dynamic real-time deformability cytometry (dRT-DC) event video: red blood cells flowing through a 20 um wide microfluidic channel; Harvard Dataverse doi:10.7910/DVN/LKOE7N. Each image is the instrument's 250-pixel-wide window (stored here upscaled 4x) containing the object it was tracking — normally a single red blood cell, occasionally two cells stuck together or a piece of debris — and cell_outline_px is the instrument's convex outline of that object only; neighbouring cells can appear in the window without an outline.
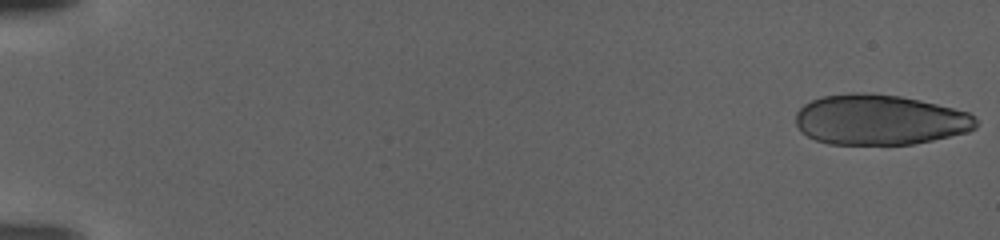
{"species": "human", "species_latin": "Homo sapiens", "temperature_condition": "warm", "stored_images_in_passage": 57, "camera_frame_rate_fps": 3000, "um_per_image_px": 0.085, "donor": {"sex": "female"}, "frame": {"image": 1, "passage_image": 1, "time_ms": 0.0, "image_size_px": [1000, 240], "cell_outline_px": [[976, 128], [968, 132], [932, 140], [912, 144], [828, 144], [816, 140], [800, 132], [796, 124], [796, 112], [804, 104], [812, 100], [824, 96], [856, 92], [900, 96], [936, 104], [968, 112], [976, 116]], "centroid_in_image_um": [74.76, 10.19], "position_along_channel_um": 10.2, "area_um2": 52.71}}
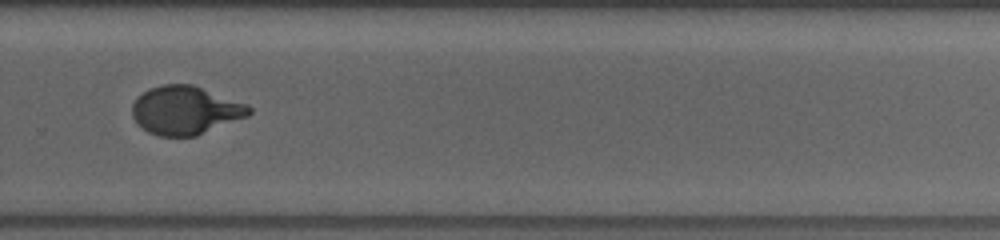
{"frame": {"image": 2, "passage_image": 41, "time_ms": 13.333, "image_size_px": [1000, 240], "cell_outline_px": [[252, 112], [248, 116], [196, 136], [160, 136], [148, 132], [136, 124], [132, 116], [132, 104], [148, 88], [164, 84], [192, 84], [248, 104], [252, 108]], "centroid_in_image_um": [15.76, 9.38], "position_along_channel_um": 314.0, "area_um2": 33.06}}
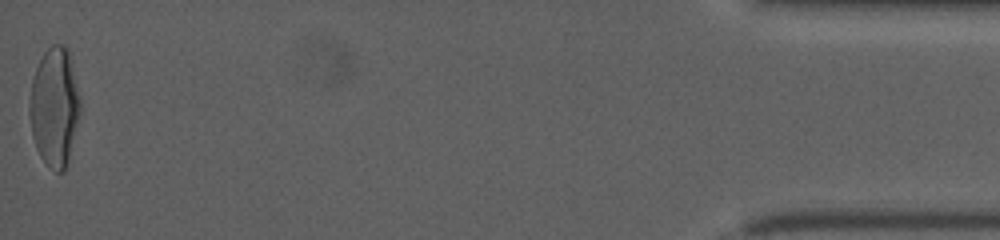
{"frame": {"image": 3, "passage_image": 57, "time_ms": 18.667, "image_size_px": [1000, 240], "cell_outline_px": [[80, 112], [68, 164], [64, 172], [56, 172], [40, 156], [36, 148], [32, 136], [28, 112], [28, 108], [32, 80], [36, 68], [44, 52], [52, 44], [64, 44], [68, 48], [80, 96]], "centroid_in_image_um": [4.63, 9.09], "position_along_channel_um": 430.6, "area_um2": 35.32}}